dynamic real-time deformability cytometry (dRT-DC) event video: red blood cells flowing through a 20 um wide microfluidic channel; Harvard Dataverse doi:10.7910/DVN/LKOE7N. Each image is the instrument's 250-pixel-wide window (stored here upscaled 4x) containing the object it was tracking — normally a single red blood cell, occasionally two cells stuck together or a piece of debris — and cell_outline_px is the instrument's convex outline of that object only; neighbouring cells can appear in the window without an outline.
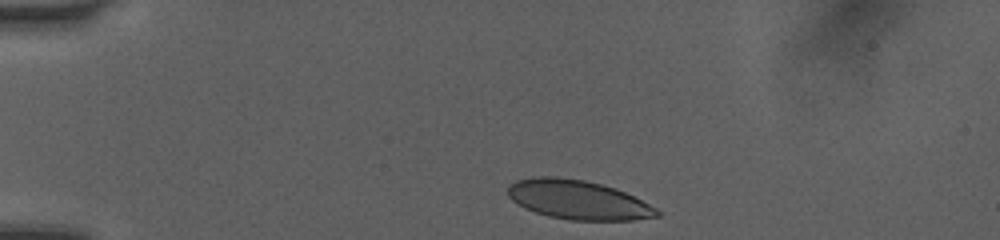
{"species": "human", "species_latin": "Homo sapiens", "temperature_condition": "room temperature", "stored_images_in_passage": 35, "camera_frame_rate_fps": 3000, "um_per_image_px": 0.085, "donor": {"sex": "female"}, "frame": {"image": 1, "passage_image": 1, "time_ms": 0.0, "image_size_px": [1000, 240], "cell_outline_px": [[660, 216], [632, 220], [568, 220], [548, 216], [524, 208], [512, 200], [508, 196], [508, 188], [516, 180], [536, 176], [556, 176], [584, 180], [616, 188], [656, 208], [660, 212]], "centroid_in_image_um": [49.11, 16.98], "position_along_channel_um": 35.9, "area_um2": 33.87}}
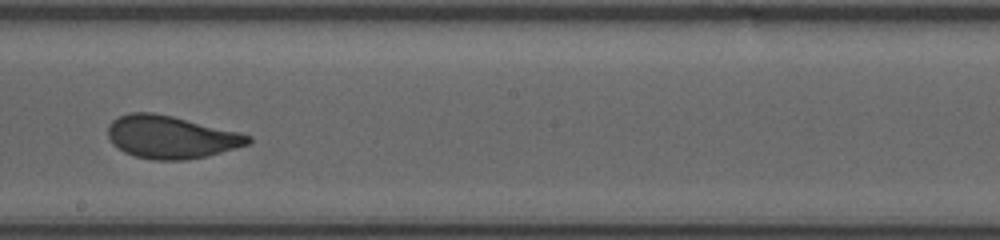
{"frame": {"image": 2, "passage_image": 20, "time_ms": 6.333, "image_size_px": [1000, 240], "cell_outline_px": [[252, 140], [248, 144], [236, 148], [208, 156], [184, 160], [152, 160], [136, 156], [124, 152], [112, 144], [108, 136], [108, 124], [112, 120], [120, 116], [132, 112], [152, 112], [172, 116], [240, 132], [252, 136]], "centroid_in_image_um": [14.53, 11.65], "position_along_channel_um": 233.7, "area_um2": 34.97}}
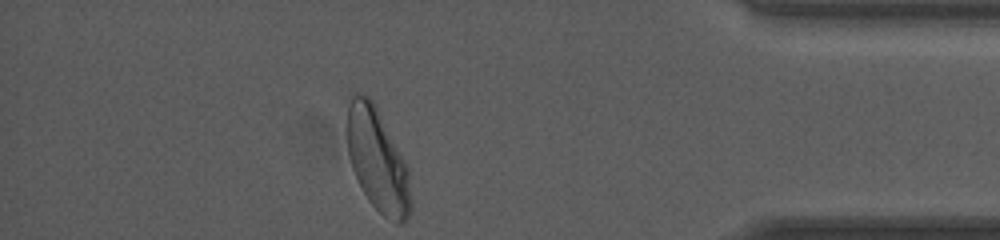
{"frame": {"image": 3, "passage_image": 35, "time_ms": 11.333, "image_size_px": [1000, 240], "cell_outline_px": [[412, 208], [408, 216], [400, 224], [396, 224], [384, 216], [368, 200], [352, 168], [348, 152], [344, 128], [348, 96], [368, 96], [372, 100], [404, 160], [408, 168], [412, 200]], "centroid_in_image_um": [32.06, 13.61], "position_along_channel_um": 403.1, "area_um2": 38.32}, "authors_computed_cell_mechanics": {"area_um2": 35.0268, "velocity_mm_per_s": 4.0497, "shape_relaxation_time_tau1_ms": 3.909, "shape_relaxation_time_tau2_ms": null, "deformation_change_tau1": 0.1498, "deformation_change_tau2": null}}